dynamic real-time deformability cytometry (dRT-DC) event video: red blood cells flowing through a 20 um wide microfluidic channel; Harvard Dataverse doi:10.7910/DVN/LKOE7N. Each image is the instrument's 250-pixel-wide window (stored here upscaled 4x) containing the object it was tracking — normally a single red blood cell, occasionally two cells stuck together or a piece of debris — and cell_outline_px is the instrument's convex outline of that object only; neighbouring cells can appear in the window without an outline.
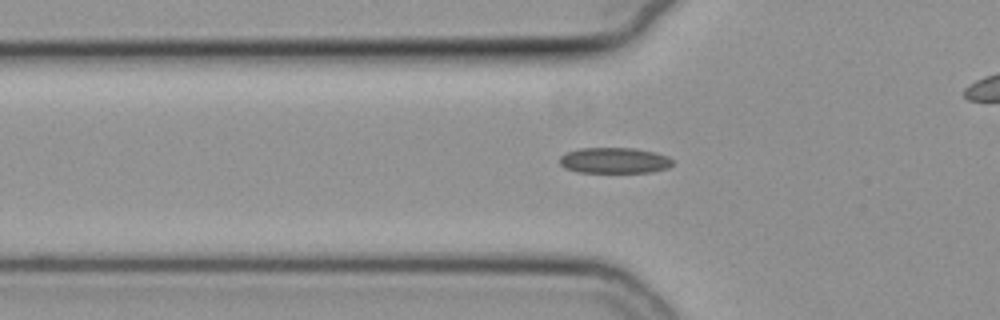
{"species": "common noctule bat (a hibernating species)", "species_latin": "Nyctalus noctula", "temperature_condition": "cold", "stored_images_in_passage": 45, "camera_frame_rate_fps": 3000, "um_per_image_px": 0.085, "animal": {"sex": "female", "body_mass_g": 19.3, "forearm_length_mm": 54.1}, "frame": {"image": 1, "passage_image": 8, "time_ms": 2.333, "image_size_px": [1000, 320], "cell_outline_px": [[672, 164], [668, 168], [652, 172], [576, 172], [564, 168], [560, 164], [560, 156], [568, 152], [580, 148], [632, 148], [652, 152], [668, 156], [672, 160]], "centroid_in_image_um": [52.2, 13.64], "position_along_channel_um": 73.6, "area_um2": 16.88}}
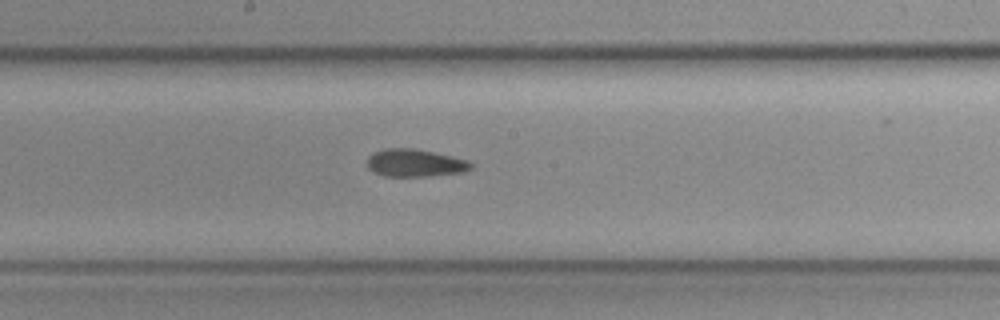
{"frame": {"image": 2, "passage_image": 19, "time_ms": 6.0, "image_size_px": [1000, 320], "cell_outline_px": [[472, 168], [464, 172], [428, 176], [384, 176], [372, 172], [368, 168], [368, 156], [384, 148], [412, 148], [452, 156], [468, 160], [472, 164]], "centroid_in_image_um": [35.27, 13.86], "position_along_channel_um": 212.9, "area_um2": 16.65}}
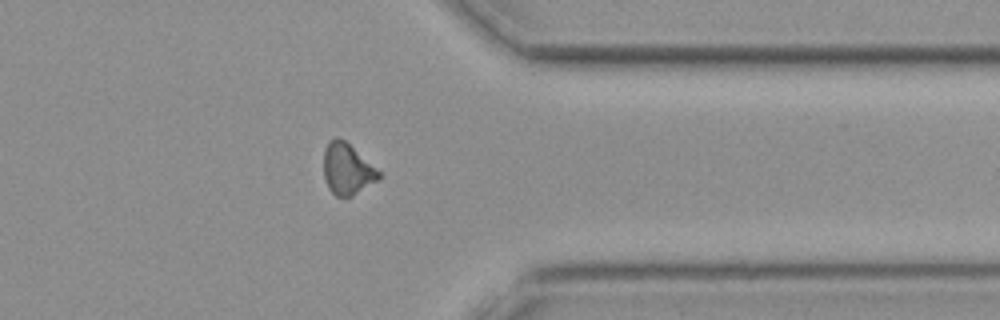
{"frame": {"image": 3, "passage_image": 33, "time_ms": 10.667, "image_size_px": [1000, 320], "cell_outline_px": [[380, 176], [376, 180], [352, 196], [336, 196], [328, 188], [324, 176], [324, 152], [328, 140], [336, 136], [344, 140], [380, 172]], "centroid_in_image_um": [29.46, 14.35], "position_along_channel_um": 381.9, "area_um2": 16.01}, "authors_computed_cell_mechanics": {"area_um2": 16.7042, "velocity_mm_per_s": 3.7863, "shape_relaxation_time_tau1_ms": 10.2818, "shape_relaxation_time_tau2_ms": 4.595, "deformation_change_tau1": 0.1763, "deformation_change_tau2": 0.1019}}